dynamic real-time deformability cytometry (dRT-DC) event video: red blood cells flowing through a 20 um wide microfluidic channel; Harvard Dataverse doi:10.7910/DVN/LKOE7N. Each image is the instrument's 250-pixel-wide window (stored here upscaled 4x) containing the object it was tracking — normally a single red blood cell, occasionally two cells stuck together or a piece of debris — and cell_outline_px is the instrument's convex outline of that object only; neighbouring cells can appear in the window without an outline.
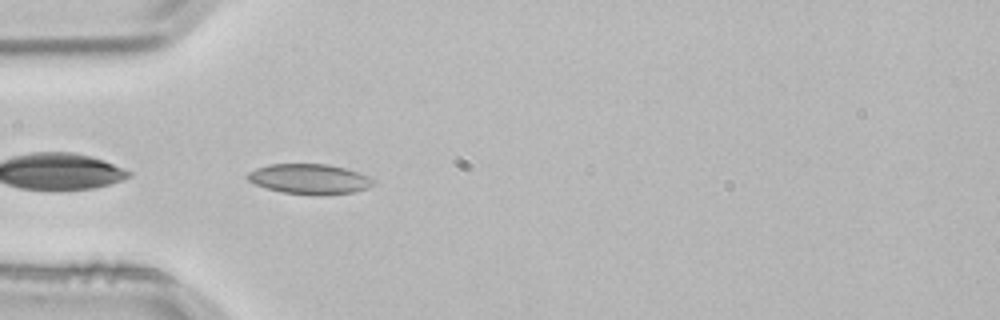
{"species": "common noctule bat (a hibernating species)", "species_latin": "Nyctalus noctula", "temperature_condition": "room temperature", "stored_images_in_passage": 2, "camera_frame_rate_fps": 3000, "um_per_image_px": 0.085, "animal": {"sex": "male", "body_mass_g": 21.5, "forearm_length_mm": 52.0}, "frame": {"image": 1, "passage_image": 2, "time_ms": 0.333, "image_size_px": [1000, 320], "cell_outline_px": [[372, 184], [368, 188], [352, 192], [324, 196], [320, 196], [280, 192], [256, 184], [248, 180], [248, 172], [256, 168], [268, 164], [328, 164], [344, 168], [368, 176], [372, 180]], "centroid_in_image_um": [26.29, 15.22], "position_along_channel_um": 58.7, "area_um2": 21.96}}